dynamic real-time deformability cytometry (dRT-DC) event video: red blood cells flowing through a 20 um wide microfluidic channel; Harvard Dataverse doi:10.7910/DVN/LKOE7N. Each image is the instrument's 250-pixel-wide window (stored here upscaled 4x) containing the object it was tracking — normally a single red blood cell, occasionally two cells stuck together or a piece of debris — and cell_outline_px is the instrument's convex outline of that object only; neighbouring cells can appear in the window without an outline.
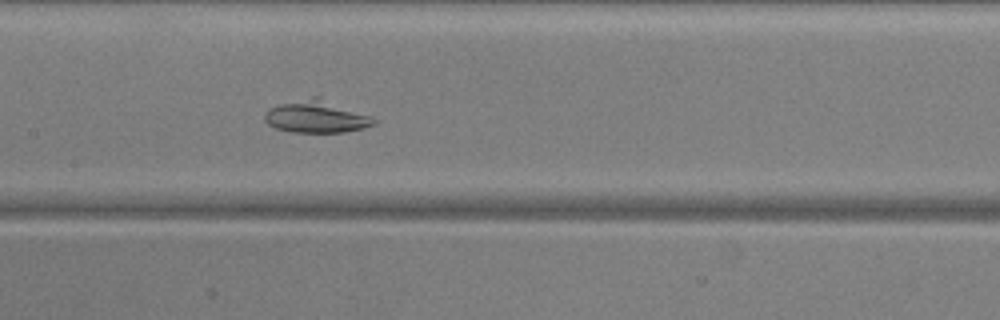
{"species": "common noctule bat (a hibernating species)", "species_latin": "Nyctalus noctula", "temperature_condition": "warm", "stored_images_in_passage": 39, "camera_frame_rate_fps": 3000, "um_per_image_px": 0.085, "animal": {"sex": "male", "body_mass_g": 20.5, "forearm_length_mm": 52.5}, "frame": {"image": 1, "passage_image": 12, "time_ms": 3.667, "image_size_px": [1000, 320], "cell_outline_px": [[376, 124], [364, 128], [344, 132], [288, 132], [276, 128], [268, 124], [264, 120], [264, 116], [272, 108], [280, 104], [312, 96], [320, 96], [372, 116], [376, 120]], "centroid_in_image_um": [26.95, 9.91], "position_along_channel_um": 180.5, "area_um2": 20.69}}
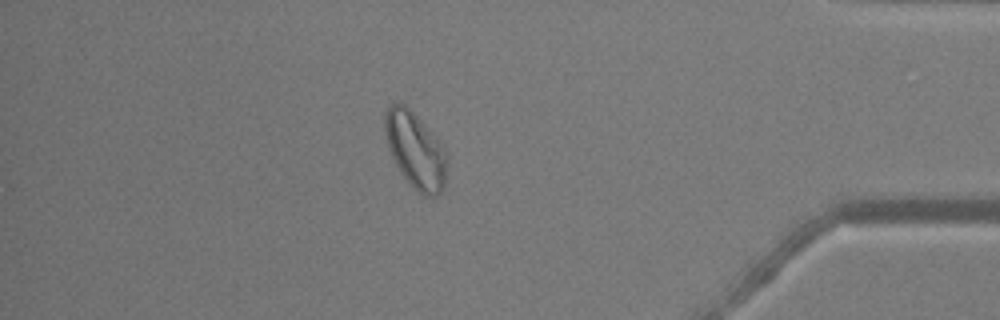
{"frame": {"image": 2, "passage_image": 32, "time_ms": 10.333, "image_size_px": [1000, 320], "cell_outline_px": [[448, 164], [444, 188], [436, 196], [424, 196], [404, 176], [396, 164], [392, 156], [384, 132], [384, 112], [392, 104], [412, 104], [440, 144], [448, 160]], "centroid_in_image_um": [35.32, 12.68], "position_along_channel_um": 399.9, "area_um2": 27.69}}
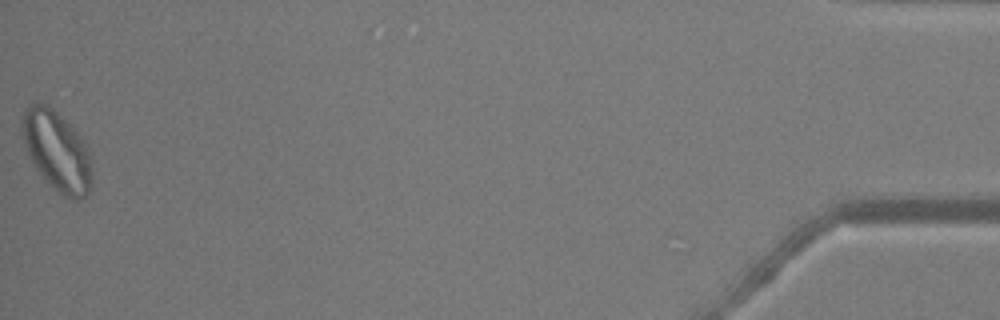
{"frame": {"image": 3, "passage_image": 39, "time_ms": 12.667, "image_size_px": [1000, 320], "cell_outline_px": [[92, 188], [84, 196], [76, 200], [64, 196], [36, 168], [24, 144], [20, 132], [20, 116], [24, 108], [28, 104], [36, 100], [48, 104], [84, 140], [92, 160]], "centroid_in_image_um": [4.81, 12.75], "position_along_channel_um": 430.4, "area_um2": 32.6}}